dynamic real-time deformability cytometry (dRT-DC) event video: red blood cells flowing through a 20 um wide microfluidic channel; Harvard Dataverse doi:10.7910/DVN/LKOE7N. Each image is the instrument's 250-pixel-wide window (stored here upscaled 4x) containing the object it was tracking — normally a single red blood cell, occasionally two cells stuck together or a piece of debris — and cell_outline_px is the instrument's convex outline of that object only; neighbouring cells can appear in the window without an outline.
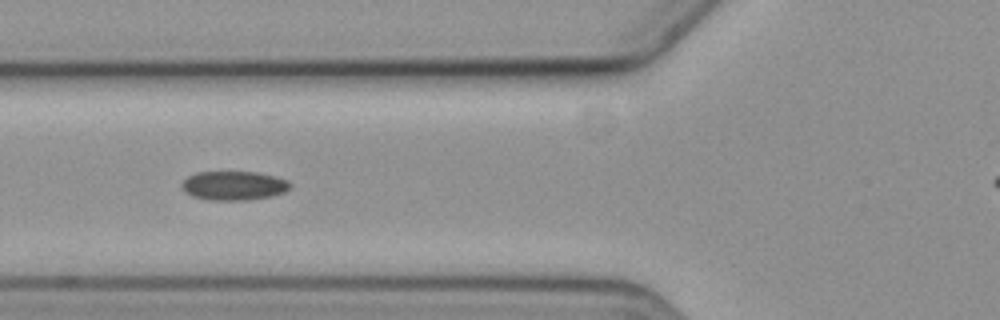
{"species": "common noctule bat (a hibernating species)", "species_latin": "Nyctalus noctula", "temperature_condition": "cold", "stored_images_in_passage": 8, "camera_frame_rate_fps": 3000, "um_per_image_px": 0.085, "animal": {"sex": "female", "body_mass_g": 19.3, "forearm_length_mm": 54.1}, "frame": {"image": 1, "passage_image": 5, "time_ms": 4.667, "image_size_px": [1000, 320], "cell_outline_px": [[292, 184], [284, 192], [272, 196], [248, 200], [208, 200], [192, 196], [184, 192], [180, 184], [188, 176], [196, 172], [256, 172], [276, 176], [288, 180]], "centroid_in_image_um": [19.86, 15.78], "position_along_channel_um": 105.9, "area_um2": 18.5}}
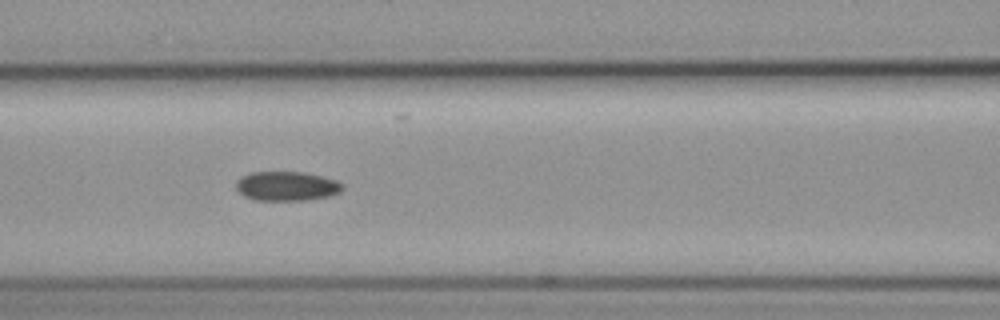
{"frame": {"image": 2, "passage_image": 6, "time_ms": 5.667, "image_size_px": [1000, 320], "cell_outline_px": [[344, 188], [340, 192], [328, 196], [308, 200], [256, 200], [244, 196], [236, 188], [236, 180], [248, 172], [304, 172], [336, 180], [344, 184]], "centroid_in_image_um": [24.37, 15.81], "position_along_channel_um": 142.2, "area_um2": 18.26}}
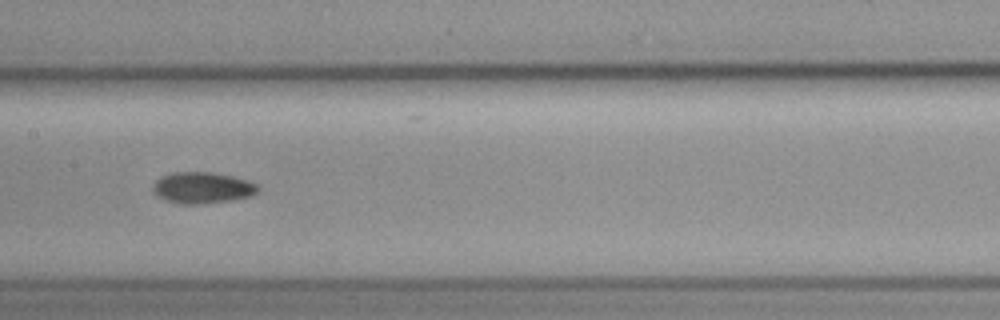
{"frame": {"image": 3, "passage_image": 7, "time_ms": 7.0, "image_size_px": [1000, 320], "cell_outline_px": [[260, 188], [252, 196], [232, 200], [196, 204], [180, 204], [164, 200], [156, 196], [152, 192], [152, 184], [156, 180], [172, 172], [212, 172], [232, 176], [248, 180], [260, 184]], "centroid_in_image_um": [17.2, 15.96], "position_along_channel_um": 190.2, "area_um2": 19.42}}